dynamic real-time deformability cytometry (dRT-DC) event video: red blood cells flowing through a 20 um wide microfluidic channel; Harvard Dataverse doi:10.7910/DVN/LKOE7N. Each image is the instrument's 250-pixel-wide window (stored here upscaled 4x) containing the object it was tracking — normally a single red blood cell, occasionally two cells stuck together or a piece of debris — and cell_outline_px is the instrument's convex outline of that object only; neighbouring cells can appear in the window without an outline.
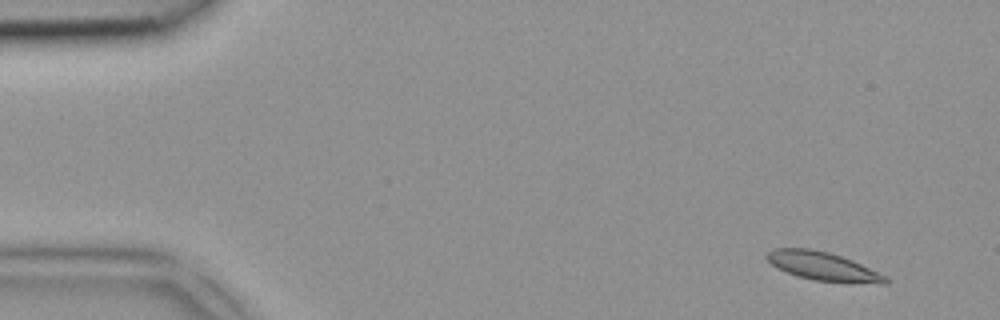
{"species": "common noctule bat (a hibernating species)", "species_latin": "Nyctalus noctula", "temperature_condition": "room temperature", "stored_images_in_passage": 5, "camera_frame_rate_fps": 3000, "um_per_image_px": 0.085, "animal": {"sex": "female", "body_mass_g": 18.4}, "frame": {"image": 1, "passage_image": 1, "time_ms": 0.0, "image_size_px": [1000, 320], "cell_outline_px": [[888, 284], [880, 284], [812, 280], [796, 276], [776, 268], [764, 256], [772, 248], [812, 248], [828, 252], [852, 260], [888, 276]], "centroid_in_image_um": [69.94, 22.63], "position_along_channel_um": 15.1, "area_um2": 19.88}}
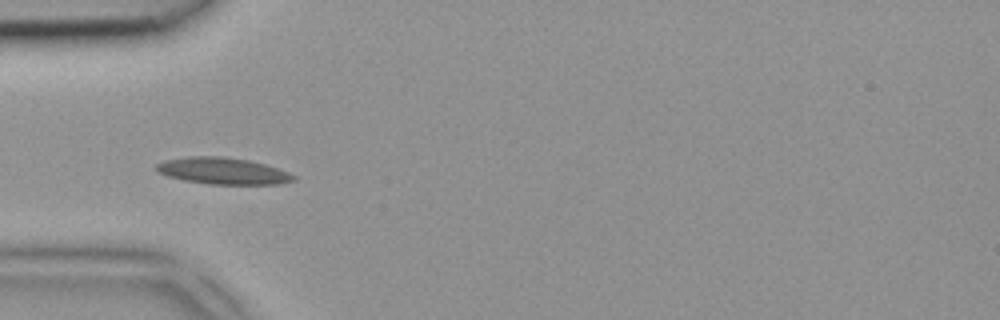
{"frame": {"image": 2, "passage_image": 4, "time_ms": 1.0, "image_size_px": [1000, 320], "cell_outline_px": [[296, 180], [280, 184], [208, 184], [184, 180], [168, 176], [156, 172], [156, 164], [164, 160], [188, 156], [224, 156], [248, 160], [264, 164], [288, 172], [296, 176]], "centroid_in_image_um": [18.92, 14.53], "position_along_channel_um": 66.1, "area_um2": 21.33}}